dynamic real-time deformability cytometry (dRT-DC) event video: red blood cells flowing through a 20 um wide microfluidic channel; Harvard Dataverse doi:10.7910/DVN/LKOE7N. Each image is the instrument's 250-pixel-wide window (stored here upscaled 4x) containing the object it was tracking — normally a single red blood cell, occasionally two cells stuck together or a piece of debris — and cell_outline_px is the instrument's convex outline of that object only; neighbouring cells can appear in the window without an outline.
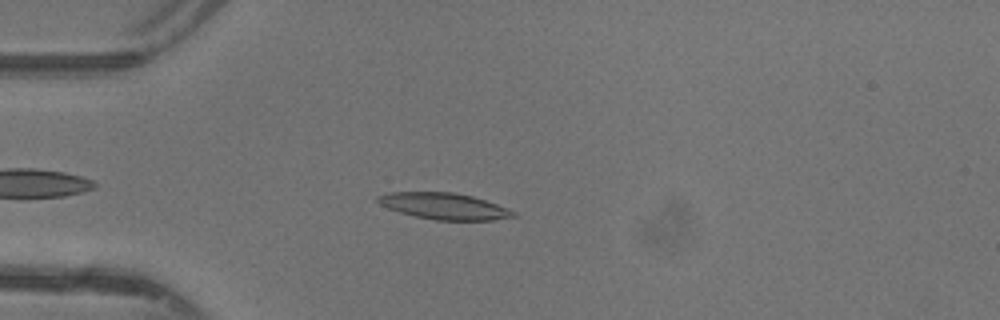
{"species": "common noctule bat (a hibernating species)", "species_latin": "Nyctalus noctula", "temperature_condition": "warm", "stored_images_in_passage": 39, "camera_frame_rate_fps": 3000, "um_per_image_px": 0.085, "animal": {"sex": "female"}, "frame": {"image": 1, "passage_image": 5, "time_ms": 1.333, "image_size_px": [1000, 320], "cell_outline_px": [[516, 216], [492, 220], [436, 220], [416, 216], [400, 212], [388, 208], [380, 204], [376, 200], [376, 196], [388, 192], [452, 192], [472, 196], [508, 208], [516, 212]], "centroid_in_image_um": [37.73, 17.52], "position_along_channel_um": 47.3, "area_um2": 20.69}}
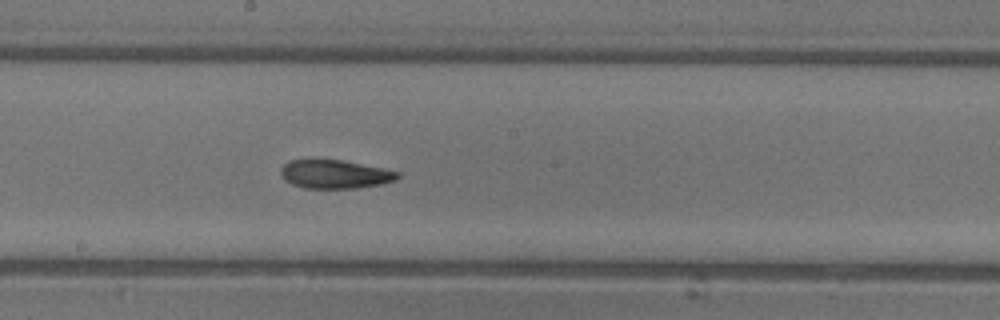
{"frame": {"image": 2, "passage_image": 18, "time_ms": 5.667, "image_size_px": [1000, 320], "cell_outline_px": [[400, 176], [396, 180], [380, 184], [356, 188], [304, 188], [292, 184], [284, 180], [280, 172], [280, 168], [288, 160], [340, 160], [400, 172]], "centroid_in_image_um": [28.43, 14.81], "position_along_channel_um": 219.8, "area_um2": 19.25}}
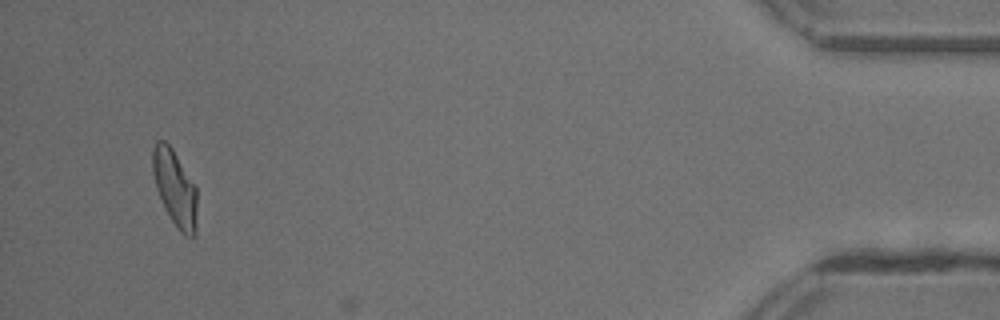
{"frame": {"image": 3, "passage_image": 37, "time_ms": 12.0, "image_size_px": [1000, 320], "cell_outline_px": [[196, 236], [192, 240], [184, 236], [176, 228], [164, 208], [156, 188], [152, 172], [152, 148], [156, 140], [164, 140], [172, 148], [196, 188]], "centroid_in_image_um": [14.85, 16.04], "position_along_channel_um": 420.3, "area_um2": 19.88}, "authors_computed_cell_mechanics": {"area_um2": 19.5942, "velocity_mm_per_s": 4.4034, "shape_relaxation_time_tau1_ms": null, "shape_relaxation_time_tau2_ms": 1.807, "deformation_change_tau1": null, "deformation_change_tau2": 0.0825}}